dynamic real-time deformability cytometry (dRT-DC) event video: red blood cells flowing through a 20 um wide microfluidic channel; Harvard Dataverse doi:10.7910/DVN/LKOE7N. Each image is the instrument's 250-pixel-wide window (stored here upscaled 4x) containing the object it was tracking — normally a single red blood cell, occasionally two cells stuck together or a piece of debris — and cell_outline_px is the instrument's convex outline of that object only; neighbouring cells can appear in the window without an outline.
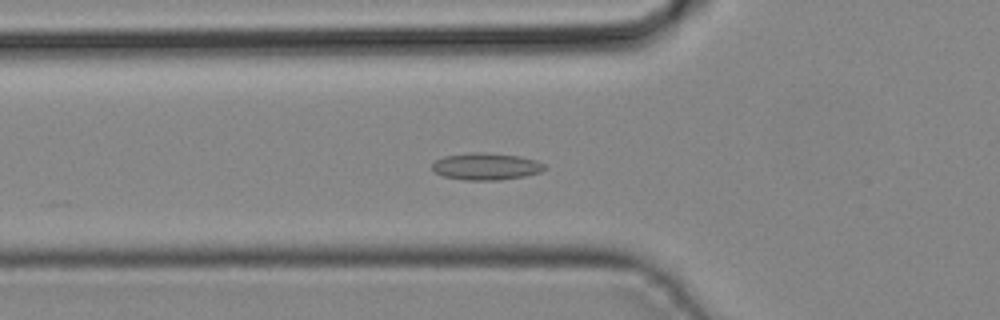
{"species": "common noctule bat (a hibernating species)", "species_latin": "Nyctalus noctula", "temperature_condition": "cold", "stored_images_in_passage": 42, "camera_frame_rate_fps": 3000, "um_per_image_px": 0.085, "animal": {"sex": "male", "body_mass_g": 19.2, "forearm_length_mm": 51.8}, "frame": {"image": 1, "passage_image": 14, "time_ms": 4.333, "image_size_px": [1000, 320], "cell_outline_px": [[548, 168], [540, 172], [524, 176], [500, 180], [464, 180], [444, 176], [436, 172], [432, 168], [432, 164], [436, 160], [444, 156], [472, 152], [484, 152], [520, 156], [536, 160], [544, 164]], "centroid_in_image_um": [41.34, 14.14], "position_along_channel_um": 84.5, "area_um2": 17.69}}
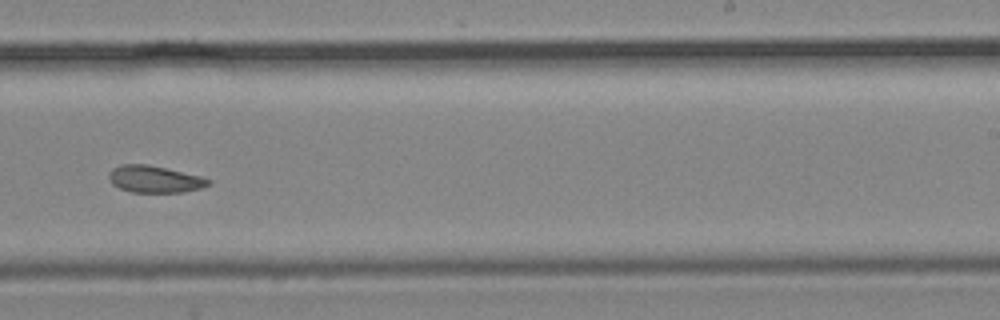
{"frame": {"image": 2, "passage_image": 26, "time_ms": 8.333, "image_size_px": [1000, 320], "cell_outline_px": [[212, 184], [200, 188], [184, 192], [132, 192], [120, 188], [112, 184], [108, 180], [108, 176], [112, 168], [124, 164], [148, 164], [200, 176], [212, 180]], "centroid_in_image_um": [13.14, 15.23], "position_along_channel_um": 275.9, "area_um2": 15.61}}
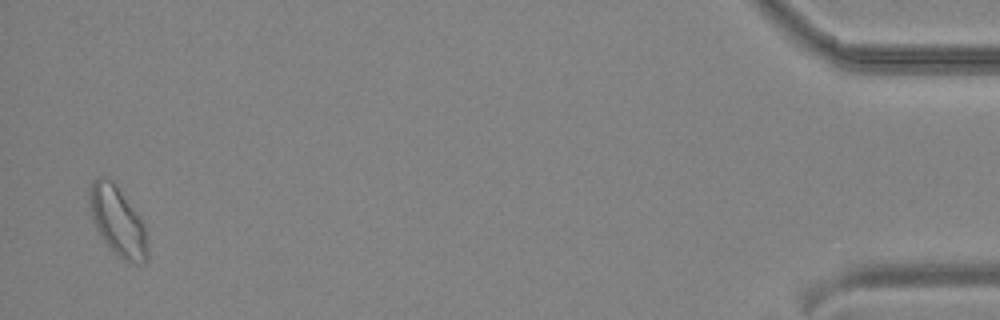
{"frame": {"image": 3, "passage_image": 41, "time_ms": 13.333, "image_size_px": [1000, 320], "cell_outline_px": [[148, 256], [140, 264], [124, 260], [104, 240], [96, 228], [92, 216], [88, 200], [88, 188], [92, 180], [96, 176], [108, 176], [116, 184], [140, 220], [144, 228], [148, 252]], "centroid_in_image_um": [9.94, 18.72], "position_along_channel_um": 425.3, "area_um2": 22.83}}